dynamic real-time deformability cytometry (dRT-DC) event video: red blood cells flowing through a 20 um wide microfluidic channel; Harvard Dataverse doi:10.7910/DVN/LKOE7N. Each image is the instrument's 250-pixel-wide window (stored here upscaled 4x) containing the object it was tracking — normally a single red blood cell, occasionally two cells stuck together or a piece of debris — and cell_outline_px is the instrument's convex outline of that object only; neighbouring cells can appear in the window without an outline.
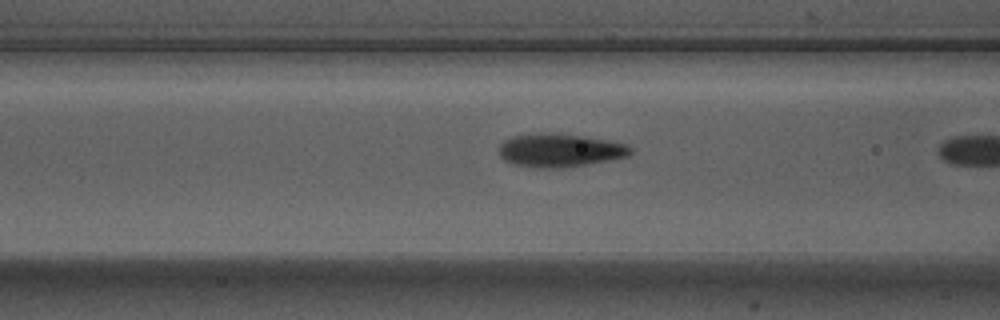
{"species": "Egyptian fruit bat (a non-hibernating species)", "species_latin": "Rousettus aegyptiacus", "temperature_condition": "warm", "stored_images_in_passage": 8, "camera_frame_rate_fps": 3000, "um_per_image_px": 0.085, "animal": {"sex": "male"}, "frame": {"image": 1, "passage_image": 7, "time_ms": 2.0, "image_size_px": [1000, 320], "cell_outline_px": [[632, 152], [628, 156], [608, 160], [564, 168], [536, 168], [512, 164], [504, 160], [500, 156], [500, 144], [504, 140], [512, 136], [544, 132], [552, 132], [584, 136], [624, 144], [632, 148]], "centroid_in_image_um": [47.54, 12.77], "position_along_channel_um": 119.1, "area_um2": 25.55}}